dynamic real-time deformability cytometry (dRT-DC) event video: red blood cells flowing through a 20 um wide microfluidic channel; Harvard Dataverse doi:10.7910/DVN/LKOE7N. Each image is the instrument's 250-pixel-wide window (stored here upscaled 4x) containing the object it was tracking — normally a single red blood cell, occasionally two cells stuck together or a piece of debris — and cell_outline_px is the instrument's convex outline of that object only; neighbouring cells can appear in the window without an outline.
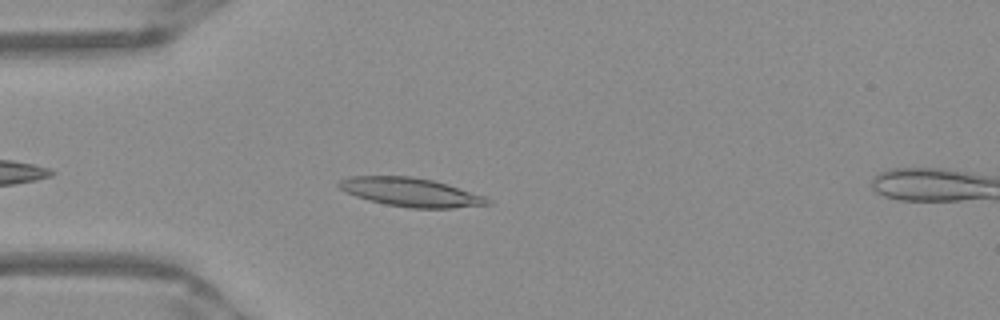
{"species": "Egyptian fruit bat (a non-hibernating species)", "species_latin": "Rousettus aegyptiacus", "temperature_condition": "warm", "stored_images_in_passage": 42, "camera_frame_rate_fps": 3000, "um_per_image_px": 0.085, "frame": {"image": 1, "passage_image": 5, "time_ms": 1.333, "image_size_px": [1000, 320], "cell_outline_px": [[492, 204], [452, 208], [408, 208], [384, 204], [368, 200], [356, 196], [340, 188], [336, 184], [340, 180], [352, 176], [412, 176], [432, 180], [448, 184], [484, 196], [492, 200]], "centroid_in_image_um": [34.93, 16.34], "position_along_channel_um": 50.1, "area_um2": 24.85}}
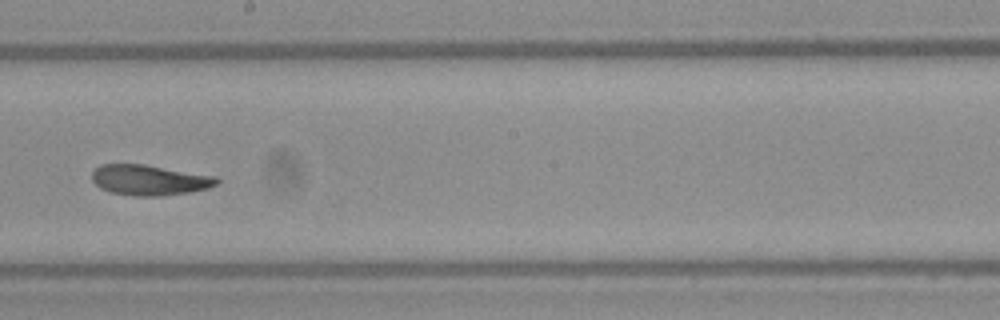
{"frame": {"image": 2, "passage_image": 20, "time_ms": 6.333, "image_size_px": [1000, 320], "cell_outline_px": [[220, 180], [216, 184], [208, 188], [188, 192], [160, 196], [136, 196], [112, 192], [100, 188], [92, 180], [92, 172], [100, 164], [144, 164], [216, 176]], "centroid_in_image_um": [12.69, 15.29], "position_along_channel_um": 235.5, "area_um2": 22.02}}
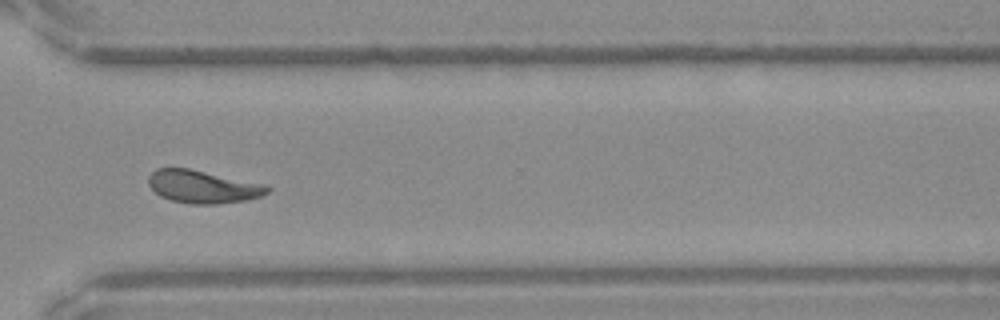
{"frame": {"image": 3, "passage_image": 29, "time_ms": 9.333, "image_size_px": [1000, 320], "cell_outline_px": [[272, 188], [268, 192], [260, 196], [244, 200], [216, 204], [192, 204], [172, 200], [160, 196], [148, 184], [148, 176], [156, 168], [188, 168], [260, 184]], "centroid_in_image_um": [17.17, 15.87], "position_along_channel_um": 353.4, "area_um2": 22.2}, "authors_computed_cell_mechanics": {"area_um2": 22.5998, "velocity_mm_per_s": 3.9303, "shape_relaxation_time_tau1_ms": 4.0134, "shape_relaxation_time_tau2_ms": 2.1904, "deformation_change_tau1": 0.167, "deformation_change_tau2": 0.0972}}